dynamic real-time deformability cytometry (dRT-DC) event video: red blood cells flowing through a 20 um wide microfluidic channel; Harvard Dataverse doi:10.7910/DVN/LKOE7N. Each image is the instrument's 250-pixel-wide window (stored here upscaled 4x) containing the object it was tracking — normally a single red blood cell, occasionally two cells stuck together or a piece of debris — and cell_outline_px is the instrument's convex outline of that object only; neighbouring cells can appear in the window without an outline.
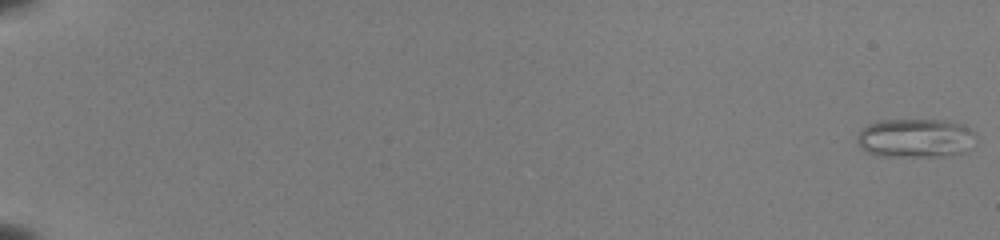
{"species": "common noctule bat (a hibernating species)", "species_latin": "Nyctalus noctula", "temperature_condition": "room temperature", "stored_images_in_passage": 54, "camera_frame_rate_fps": 3000, "um_per_image_px": 0.085, "animal": {"sex": "female", "body_mass_g": 22.0, "forearm_length_mm": 56.7}, "frame": {"image": 1, "passage_image": 1, "time_ms": 0.0, "image_size_px": [1000, 240], "cell_outline_px": [[976, 136], [972, 148], [968, 152], [952, 156], [876, 156], [860, 148], [856, 140], [856, 136], [868, 124], [876, 120], [952, 120], [968, 128]], "centroid_in_image_um": [77.84, 11.75], "position_along_channel_um": 7.2, "area_um2": 27.46}}
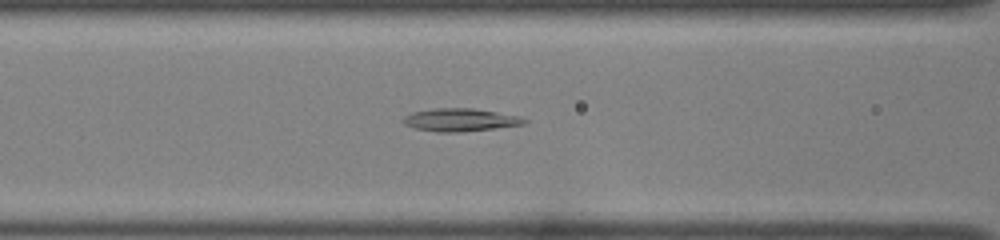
{"frame": {"image": 2, "passage_image": 26, "time_ms": 8.333, "image_size_px": [1000, 240], "cell_outline_px": [[528, 120], [524, 124], [496, 128], [460, 132], [436, 132], [416, 128], [404, 124], [400, 120], [404, 116], [412, 112], [432, 108], [472, 108], [520, 116]], "centroid_in_image_um": [39.09, 10.18], "position_along_channel_um": 127.5, "area_um2": 16.18}}
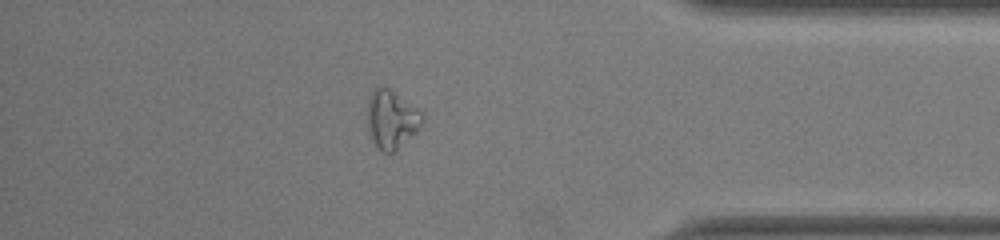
{"frame": {"image": 3, "passage_image": 48, "time_ms": 15.667, "image_size_px": [1000, 240], "cell_outline_px": [[424, 120], [416, 132], [392, 152], [384, 152], [376, 148], [368, 132], [368, 100], [372, 88], [388, 88], [424, 112]], "centroid_in_image_um": [33.28, 10.14], "position_along_channel_um": 401.9, "area_um2": 18.55}, "authors_computed_cell_mechanics": {"area_um2": 18.3804, "velocity_mm_per_s": 3.9852, "shape_relaxation_time_tau1_ms": null, "shape_relaxation_time_tau2_ms": 7.0149, "deformation_change_tau1": null, "deformation_change_tau2": 0.1639}}